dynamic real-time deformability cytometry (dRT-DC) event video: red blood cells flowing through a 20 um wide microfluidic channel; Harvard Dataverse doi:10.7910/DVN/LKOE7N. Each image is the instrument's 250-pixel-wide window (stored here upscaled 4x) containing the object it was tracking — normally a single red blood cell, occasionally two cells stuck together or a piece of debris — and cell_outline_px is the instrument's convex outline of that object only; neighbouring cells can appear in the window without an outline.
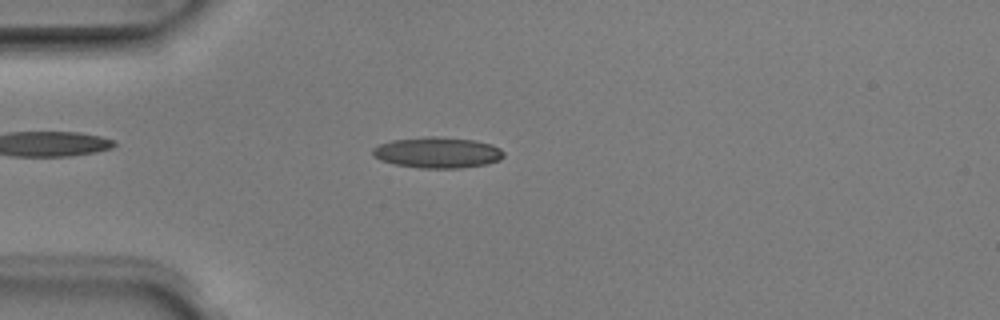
{"species": "Egyptian fruit bat (a non-hibernating species)", "species_latin": "Rousettus aegyptiacus", "temperature_condition": "room temperature", "stored_images_in_passage": 50, "camera_frame_rate_fps": 3000, "um_per_image_px": 0.085, "animal": {"sex": "male"}, "frame": {"image": 1, "passage_image": 13, "time_ms": 4.0, "image_size_px": [1000, 320], "cell_outline_px": [[504, 156], [500, 160], [484, 164], [460, 168], [420, 168], [396, 164], [380, 160], [372, 156], [372, 148], [380, 144], [392, 140], [428, 136], [436, 136], [476, 140], [492, 144], [500, 148], [504, 152]], "centroid_in_image_um": [37.19, 12.96], "position_along_channel_um": 47.8, "area_um2": 23.7}}
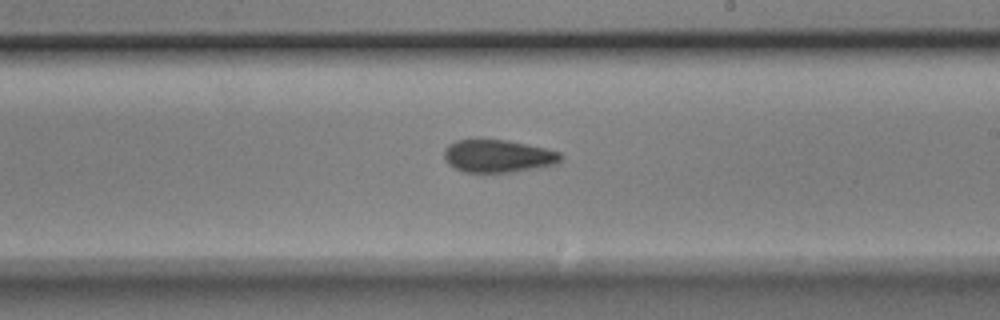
{"frame": {"image": 2, "passage_image": 29, "time_ms": 9.333, "image_size_px": [1000, 320], "cell_outline_px": [[564, 156], [556, 164], [508, 172], [464, 172], [448, 164], [444, 160], [444, 148], [448, 144], [456, 140], [508, 140], [544, 148], [560, 152]], "centroid_in_image_um": [42.29, 13.26], "position_along_channel_um": 246.7, "area_um2": 22.02}}
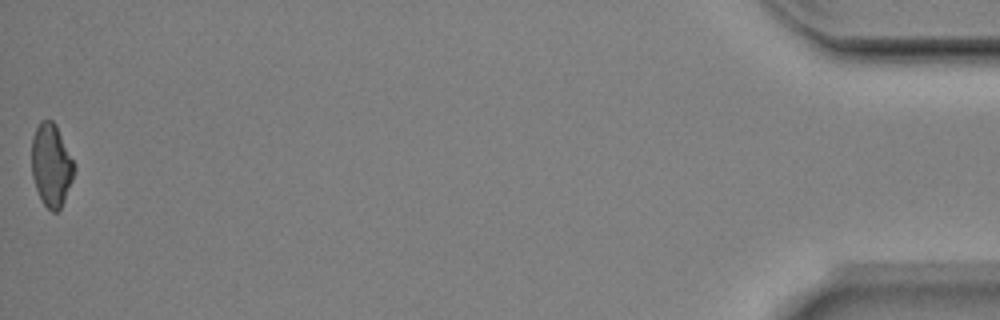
{"frame": {"image": 3, "passage_image": 50, "time_ms": 16.333, "image_size_px": [1000, 320], "cell_outline_px": [[76, 168], [72, 180], [64, 200], [60, 208], [56, 212], [52, 212], [44, 204], [36, 188], [32, 176], [32, 136], [40, 120], [52, 120], [56, 124], [76, 164]], "centroid_in_image_um": [4.37, 14.0], "position_along_channel_um": 430.8, "area_um2": 20.58}, "authors_computed_cell_mechanics": {"area_um2": 21.9351, "velocity_mm_per_s": 4.0118, "shape_relaxation_time_tau1_ms": 7.1846, "shape_relaxation_time_tau2_ms": 3.4026, "deformation_change_tau1": 0.1639, "deformation_change_tau2": 0.1128}}